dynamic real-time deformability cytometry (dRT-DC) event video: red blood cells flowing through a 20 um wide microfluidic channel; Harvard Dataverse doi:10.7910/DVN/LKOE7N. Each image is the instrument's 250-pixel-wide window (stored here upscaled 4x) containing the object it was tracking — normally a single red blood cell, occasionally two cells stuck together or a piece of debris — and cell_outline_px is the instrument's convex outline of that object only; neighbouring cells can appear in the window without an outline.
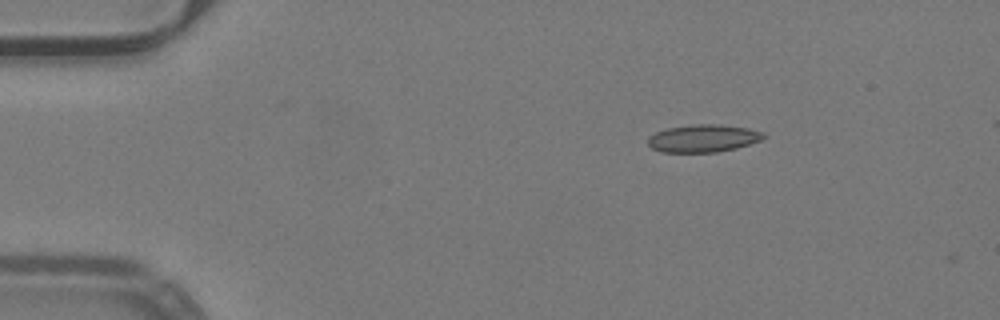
{"species": "common noctule bat (a hibernating species)", "species_latin": "Nyctalus noctula", "temperature_condition": "warm", "stored_images_in_passage": 3, "camera_frame_rate_fps": 3000, "um_per_image_px": 0.085, "animal": {"sex": "male", "body_mass_g": 19.2, "forearm_length_mm": 51.8}, "frame": {"image": 1, "passage_image": 1, "time_ms": 0.0, "image_size_px": [1000, 320], "cell_outline_px": [[768, 136], [764, 140], [736, 148], [716, 152], [660, 152], [652, 148], [648, 144], [648, 136], [656, 132], [668, 128], [692, 124], [720, 124], [748, 128], [764, 132]], "centroid_in_image_um": [59.82, 11.75], "position_along_channel_um": 25.2, "area_um2": 18.84}}